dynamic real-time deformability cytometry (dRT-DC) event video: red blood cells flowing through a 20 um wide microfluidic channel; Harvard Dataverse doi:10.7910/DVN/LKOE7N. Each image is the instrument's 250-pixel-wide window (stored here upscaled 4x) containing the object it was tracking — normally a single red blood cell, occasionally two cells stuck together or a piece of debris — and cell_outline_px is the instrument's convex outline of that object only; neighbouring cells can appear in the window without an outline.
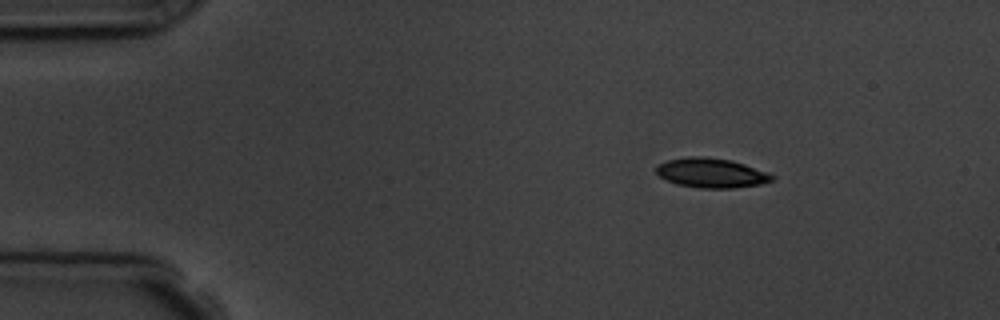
{"species": "common noctule bat (a hibernating species)", "species_latin": "Nyctalus noctula", "temperature_condition": "room temperature", "stored_images_in_passage": 4, "camera_frame_rate_fps": 3000, "um_per_image_px": 0.085, "animal": {"sex": "male", "body_mass_g": 19.5, "forearm_length_mm": 54.6}, "frame": {"image": 1, "passage_image": 1, "time_ms": 0.0, "image_size_px": [1000, 320], "cell_outline_px": [[776, 180], [760, 184], [732, 188], [700, 188], [676, 184], [660, 176], [656, 172], [656, 164], [668, 160], [688, 156], [704, 156], [732, 160], [744, 164], [776, 176]], "centroid_in_image_um": [60.46, 14.69], "position_along_channel_um": 24.5, "area_um2": 20.0}}
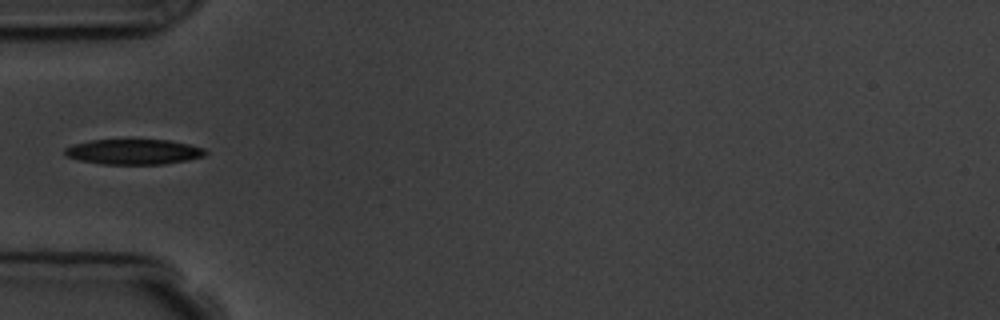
{"frame": {"image": 2, "passage_image": 4, "time_ms": 3.333, "image_size_px": [1000, 320], "cell_outline_px": [[208, 152], [204, 156], [188, 160], [164, 164], [100, 164], [80, 160], [64, 156], [64, 148], [76, 144], [92, 140], [168, 140], [188, 144], [204, 148]], "centroid_in_image_um": [11.37, 12.91], "position_along_channel_um": 73.6, "area_um2": 20.63}}